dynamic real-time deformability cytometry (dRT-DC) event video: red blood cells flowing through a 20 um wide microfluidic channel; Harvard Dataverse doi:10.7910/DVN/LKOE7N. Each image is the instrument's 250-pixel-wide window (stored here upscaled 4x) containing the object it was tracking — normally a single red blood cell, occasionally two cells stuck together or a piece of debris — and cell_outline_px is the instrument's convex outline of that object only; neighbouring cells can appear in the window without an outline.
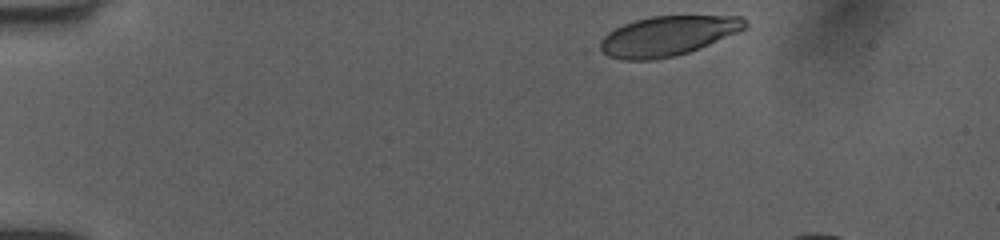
{"species": "human", "species_latin": "Homo sapiens", "temperature_condition": "room temperature", "stored_images_in_passage": 10, "camera_frame_rate_fps": 3000, "um_per_image_px": 0.085, "donor": {"sex": "female"}, "frame": {"image": 1, "passage_image": 1, "time_ms": 0.0, "image_size_px": [1000, 240], "cell_outline_px": [[748, 28], [688, 52], [656, 60], [620, 60], [608, 56], [600, 48], [600, 40], [608, 32], [624, 24], [636, 20], [652, 16], [744, 16], [748, 24]], "centroid_in_image_um": [56.76, 3.05], "position_along_channel_um": 28.2, "area_um2": 33.41}}